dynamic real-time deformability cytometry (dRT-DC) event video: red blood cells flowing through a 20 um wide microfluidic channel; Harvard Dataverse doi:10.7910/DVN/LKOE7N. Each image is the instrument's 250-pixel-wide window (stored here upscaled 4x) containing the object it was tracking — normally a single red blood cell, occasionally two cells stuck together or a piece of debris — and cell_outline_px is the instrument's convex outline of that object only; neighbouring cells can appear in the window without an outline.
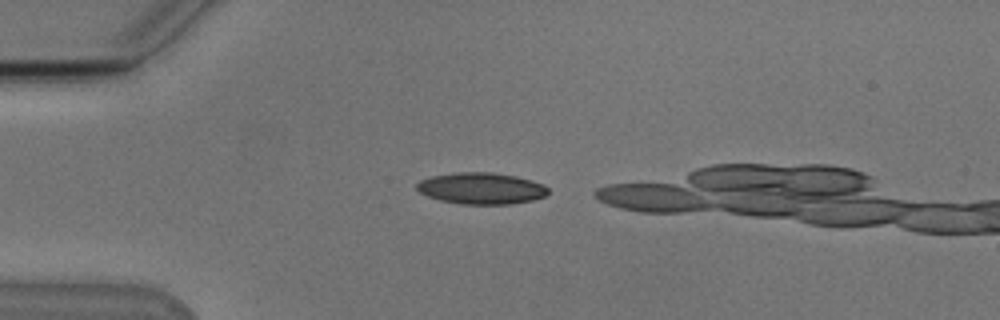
{"species": "Egyptian fruit bat (a non-hibernating species)", "species_latin": "Rousettus aegyptiacus", "temperature_condition": "cold", "stored_images_in_passage": 9, "camera_frame_rate_fps": 3000, "um_per_image_px": 0.085, "animal": {"sex": "male"}, "frame": {"image": 1, "passage_image": 3, "time_ms": 0.667, "image_size_px": [1000, 320], "cell_outline_px": [[548, 192], [544, 196], [532, 200], [512, 204], [460, 204], [440, 200], [428, 196], [420, 192], [416, 188], [416, 184], [420, 180], [432, 176], [456, 172], [492, 172], [516, 176], [544, 184], [548, 188]], "centroid_in_image_um": [40.9, 16.01], "position_along_channel_um": 44.1, "area_um2": 24.1}}